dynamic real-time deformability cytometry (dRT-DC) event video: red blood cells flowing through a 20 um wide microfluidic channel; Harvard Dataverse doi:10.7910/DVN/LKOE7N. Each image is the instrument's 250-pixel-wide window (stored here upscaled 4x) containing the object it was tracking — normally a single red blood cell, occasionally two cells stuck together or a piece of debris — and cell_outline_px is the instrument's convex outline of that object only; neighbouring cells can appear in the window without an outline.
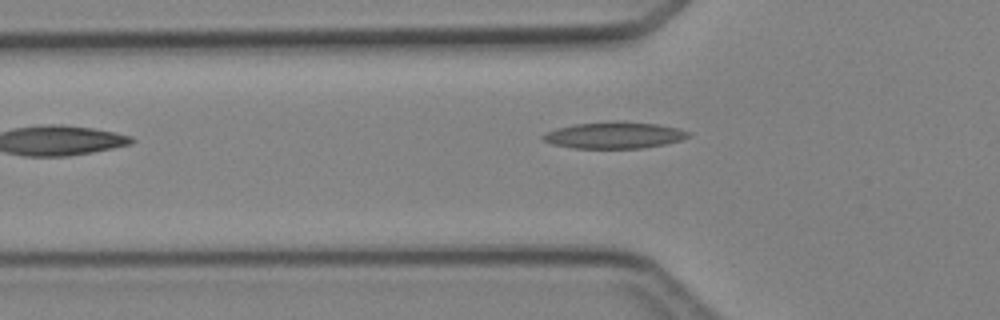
{"species": "Egyptian fruit bat (a non-hibernating species)", "species_latin": "Rousettus aegyptiacus", "temperature_condition": "cold", "stored_images_in_passage": 4, "camera_frame_rate_fps": 3000, "um_per_image_px": 0.085, "animal": {"sex": "female"}, "frame": {"image": 1, "passage_image": 4, "time_ms": 4.333, "image_size_px": [1000, 320], "cell_outline_px": [[692, 132], [688, 136], [680, 140], [664, 144], [640, 148], [572, 148], [552, 144], [540, 140], [540, 136], [544, 132], [556, 128], [576, 124], [616, 120], [656, 124], [676, 128]], "centroid_in_image_um": [52.13, 11.48], "position_along_channel_um": 73.7, "area_um2": 22.6}}